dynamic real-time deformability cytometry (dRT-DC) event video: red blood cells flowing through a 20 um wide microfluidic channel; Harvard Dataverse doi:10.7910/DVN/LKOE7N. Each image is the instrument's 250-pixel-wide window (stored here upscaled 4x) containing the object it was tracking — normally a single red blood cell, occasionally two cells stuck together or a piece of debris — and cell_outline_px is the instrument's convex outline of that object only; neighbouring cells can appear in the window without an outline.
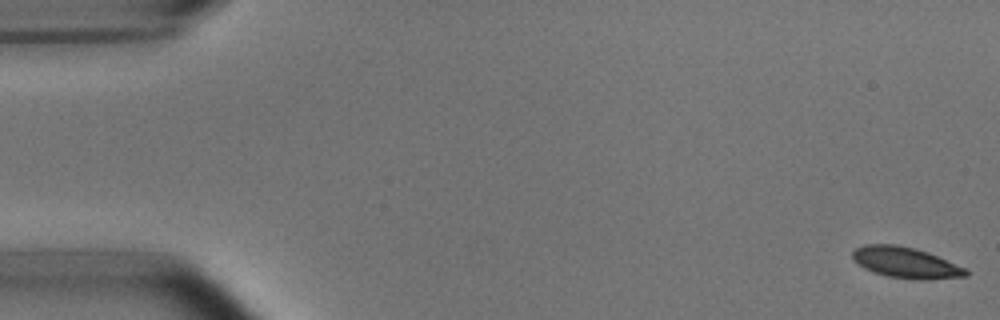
{"species": "common noctule bat (a hibernating species)", "species_latin": "Nyctalus noctula", "temperature_condition": "room temperature", "stored_images_in_passage": 53, "camera_frame_rate_fps": 3000, "um_per_image_px": 0.085, "animal": {"sex": "male", "body_mass_g": 15.6}, "frame": {"image": 1, "passage_image": 1, "time_ms": 0.0, "image_size_px": [1000, 320], "cell_outline_px": [[968, 276], [924, 280], [912, 280], [888, 276], [864, 268], [852, 260], [852, 252], [856, 248], [864, 244], [896, 244], [916, 248], [928, 252], [968, 268]], "centroid_in_image_um": [77.01, 22.32], "position_along_channel_um": 8.0, "area_um2": 20.69}}
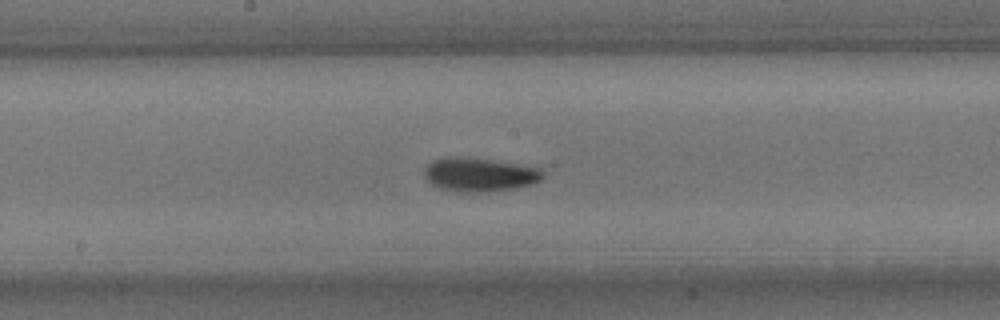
{"frame": {"image": 2, "passage_image": 28, "time_ms": 9.0, "image_size_px": [1000, 320], "cell_outline_px": [[544, 176], [540, 180], [532, 184], [516, 188], [484, 192], [460, 192], [436, 188], [424, 176], [424, 168], [432, 160], [448, 156], [460, 156], [492, 160], [540, 168], [544, 172]], "centroid_in_image_um": [40.72, 14.84], "position_along_channel_um": 207.5, "area_um2": 23.52}}
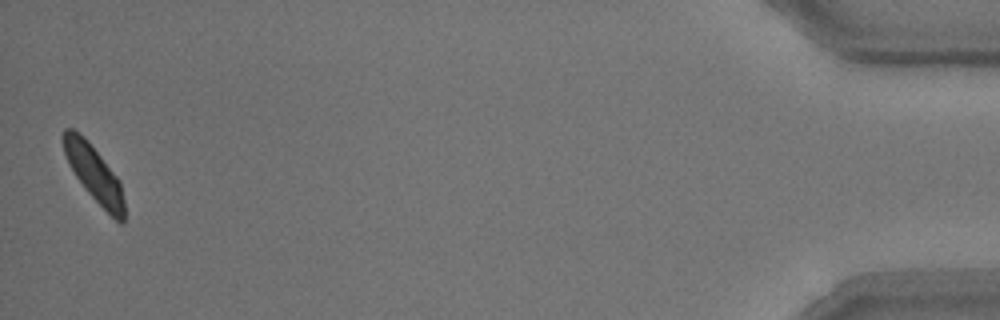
{"frame": {"image": 3, "passage_image": 53, "time_ms": 17.333, "image_size_px": [1000, 320], "cell_outline_px": [[124, 224], [120, 224], [88, 192], [76, 176], [68, 164], [60, 140], [60, 136], [64, 128], [72, 128], [80, 132], [84, 136], [120, 180], [124, 200]], "centroid_in_image_um": [7.96, 14.69], "position_along_channel_um": 427.2, "area_um2": 19.94}, "authors_computed_cell_mechanics": {"area_um2": 21.2126, "velocity_mm_per_s": 3.732, "shape_relaxation_time_tau1_ms": 2.3405, "shape_relaxation_time_tau2_ms": 3.6747, "deformation_change_tau1": 0.0832, "deformation_change_tau2": 0.067}}